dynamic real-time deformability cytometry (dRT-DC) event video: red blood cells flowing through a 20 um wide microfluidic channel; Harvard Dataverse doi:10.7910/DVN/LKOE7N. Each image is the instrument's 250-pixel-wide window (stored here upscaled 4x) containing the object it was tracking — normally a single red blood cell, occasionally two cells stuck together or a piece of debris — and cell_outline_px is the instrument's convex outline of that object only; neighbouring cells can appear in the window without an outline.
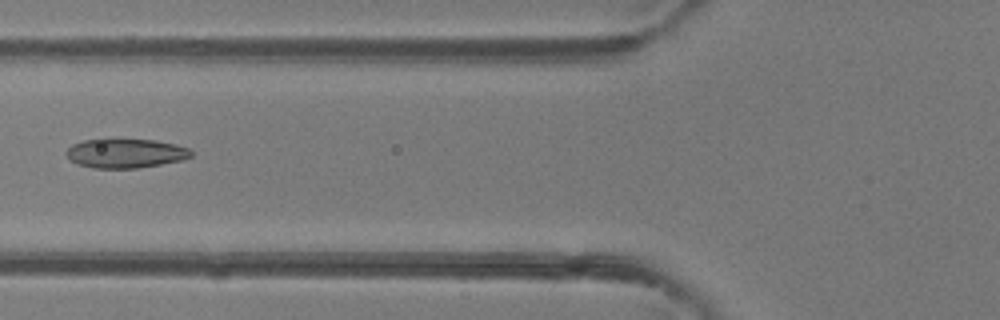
{"species": "common noctule bat (a hibernating species)", "species_latin": "Nyctalus noctula", "temperature_condition": "room temperature", "stored_images_in_passage": 48, "camera_frame_rate_fps": 3000, "um_per_image_px": 0.085, "animal": {"sex": "female"}, "frame": {"image": 1, "passage_image": 19, "time_ms": 6.0, "image_size_px": [1000, 320], "cell_outline_px": [[192, 156], [184, 160], [136, 168], [92, 168], [76, 164], [64, 152], [72, 144], [84, 140], [104, 136], [156, 140], [176, 144], [188, 148], [192, 152]], "centroid_in_image_um": [10.64, 12.98], "position_along_channel_um": 115.2, "area_um2": 22.14}}
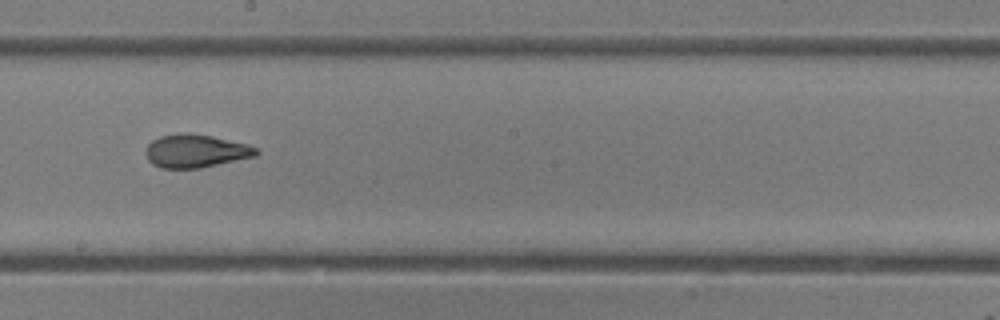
{"frame": {"image": 2, "passage_image": 27, "time_ms": 8.667, "image_size_px": [1000, 320], "cell_outline_px": [[260, 152], [256, 156], [200, 168], [160, 168], [152, 164], [148, 160], [148, 144], [152, 140], [160, 136], [184, 132], [212, 136], [248, 144], [256, 148]], "centroid_in_image_um": [16.66, 12.83], "position_along_channel_um": 231.5, "area_um2": 21.21}}
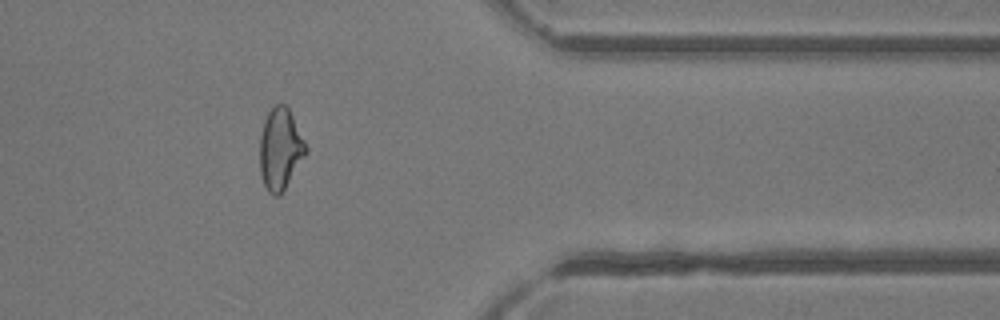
{"frame": {"image": 3, "passage_image": 39, "time_ms": 12.667, "image_size_px": [1000, 320], "cell_outline_px": [[308, 152], [280, 196], [272, 196], [268, 192], [264, 184], [260, 172], [260, 136], [264, 120], [268, 112], [276, 104], [284, 104], [288, 108], [308, 148]], "centroid_in_image_um": [23.82, 12.7], "position_along_channel_um": 387.6, "area_um2": 21.85}, "authors_computed_cell_mechanics": {"area_um2": 22.253, "velocity_mm_per_s": 4.3536, "shape_relaxation_time_tau1_ms": 11.1366, "shape_relaxation_time_tau2_ms": 1.1255, "deformation_change_tau1": 0.281, "deformation_change_tau2": 0.0769}}